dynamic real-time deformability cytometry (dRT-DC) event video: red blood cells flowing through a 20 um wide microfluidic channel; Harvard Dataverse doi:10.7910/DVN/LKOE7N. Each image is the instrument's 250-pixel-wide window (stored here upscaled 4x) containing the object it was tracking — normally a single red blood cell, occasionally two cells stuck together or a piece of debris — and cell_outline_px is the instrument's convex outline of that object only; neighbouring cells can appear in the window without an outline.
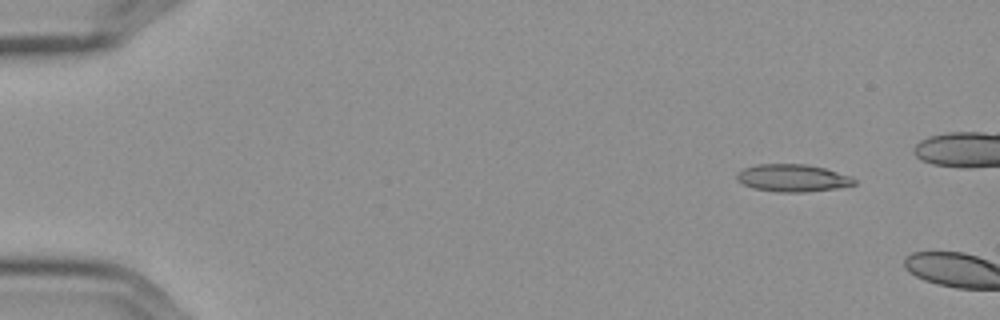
{"species": "Egyptian fruit bat (a non-hibernating species)", "species_latin": "Rousettus aegyptiacus", "temperature_condition": "cold", "stored_images_in_passage": 2, "camera_frame_rate_fps": 3000, "um_per_image_px": 0.085, "frame": {"image": 1, "passage_image": 1, "time_ms": 0.0, "image_size_px": [1000, 320], "cell_outline_px": [[856, 184], [836, 188], [804, 192], [776, 192], [752, 188], [736, 180], [736, 172], [744, 168], [756, 164], [804, 164], [824, 168], [852, 176], [856, 180]], "centroid_in_image_um": [67.35, 15.13], "position_along_channel_um": 17.7, "area_um2": 18.84}}